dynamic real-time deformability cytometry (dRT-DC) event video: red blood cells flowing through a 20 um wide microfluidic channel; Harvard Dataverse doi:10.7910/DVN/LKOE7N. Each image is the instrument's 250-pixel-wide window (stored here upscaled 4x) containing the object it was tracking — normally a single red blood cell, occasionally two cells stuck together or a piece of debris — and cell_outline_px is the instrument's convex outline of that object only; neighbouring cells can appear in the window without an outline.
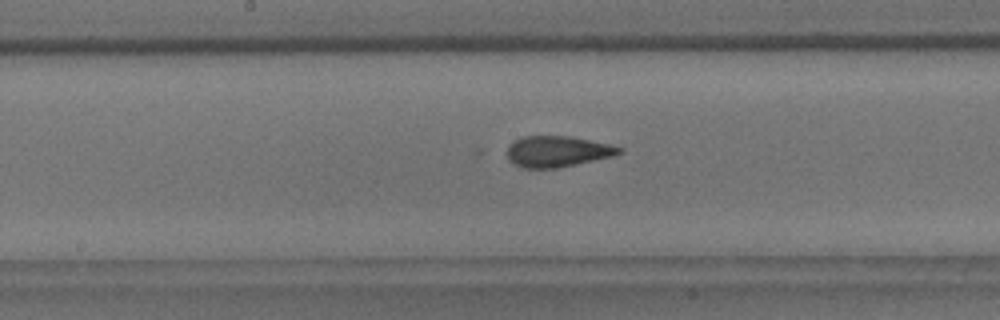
{"species": "common noctule bat (a hibernating species)", "species_latin": "Nyctalus noctula", "temperature_condition": "room temperature", "stored_images_in_passage": 16, "camera_frame_rate_fps": 3000, "um_per_image_px": 0.085, "animal": {"sex": "male", "body_mass_g": 18.8}, "frame": {"image": 1, "passage_image": 15, "time_ms": 4.667, "image_size_px": [1000, 320], "cell_outline_px": [[624, 152], [612, 156], [560, 168], [520, 168], [512, 164], [508, 160], [508, 144], [512, 140], [520, 136], [568, 136], [608, 144], [624, 148]], "centroid_in_image_um": [47.33, 12.88], "position_along_channel_um": 200.9, "area_um2": 20.46}}